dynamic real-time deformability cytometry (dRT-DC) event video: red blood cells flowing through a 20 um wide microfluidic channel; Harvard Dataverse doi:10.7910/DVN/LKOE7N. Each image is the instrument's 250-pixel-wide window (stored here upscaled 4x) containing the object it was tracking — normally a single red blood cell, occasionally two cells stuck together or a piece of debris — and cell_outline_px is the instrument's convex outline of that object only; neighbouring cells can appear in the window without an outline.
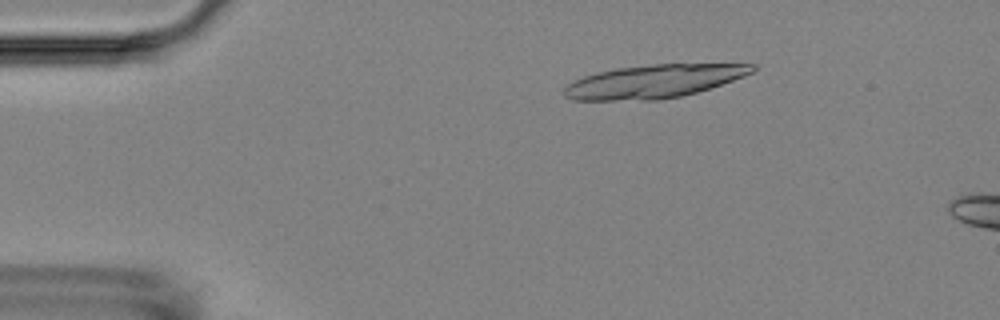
{"species": "Egyptian fruit bat (a non-hibernating species)", "species_latin": "Rousettus aegyptiacus", "temperature_condition": "room temperature", "stored_images_in_passage": 15, "camera_frame_rate_fps": 3000, "um_per_image_px": 0.085, "animal": {"sex": "female"}, "frame": {"image": 1, "passage_image": 3, "time_ms": 2.667, "image_size_px": [1000, 320], "cell_outline_px": [[756, 68], [752, 72], [744, 76], [696, 92], [680, 96], [656, 100], [572, 100], [564, 96], [564, 88], [568, 84], [584, 76], [596, 72], [616, 68], [652, 64], [756, 64]], "centroid_in_image_um": [55.53, 6.91], "position_along_channel_um": 29.5, "area_um2": 36.13}}
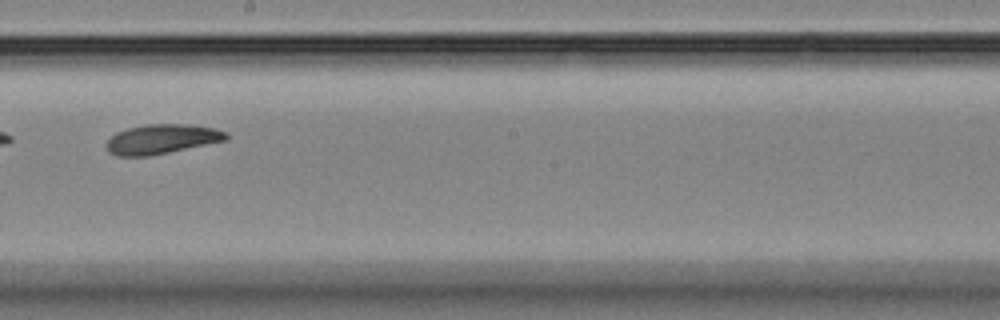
{"frame": {"image": 2, "passage_image": 9, "time_ms": 10.333, "image_size_px": [1000, 320], "cell_outline_px": [[228, 140], [148, 156], [116, 156], [108, 152], [104, 144], [116, 132], [128, 128], [144, 124], [188, 124], [216, 128], [228, 132]], "centroid_in_image_um": [13.75, 11.82], "position_along_channel_um": 234.5, "area_um2": 20.81}}
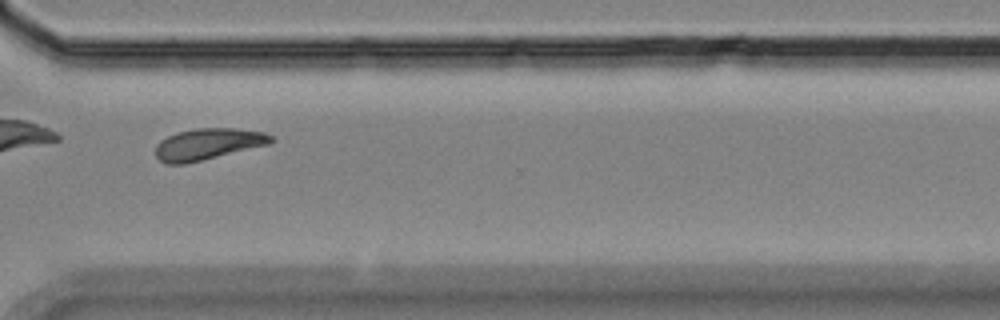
{"frame": {"image": 3, "passage_image": 12, "time_ms": 13.667, "image_size_px": [1000, 320], "cell_outline_px": [[272, 140], [268, 144], [184, 164], [168, 164], [160, 160], [156, 156], [156, 144], [160, 140], [168, 136], [180, 132], [196, 128], [236, 128], [264, 132], [272, 136]], "centroid_in_image_um": [17.64, 12.24], "position_along_channel_um": 353.0, "area_um2": 20.69}, "authors_computed_cell_mechanics": {"area_um2": 20.8658, "velocity_mm_per_s": 3.5539, "shape_relaxation_time_tau1_ms": 10.1967, "shape_relaxation_time_tau2_ms": 4.6757, "deformation_change_tau1": 0.1359, "deformation_change_tau2": 0.0897}}